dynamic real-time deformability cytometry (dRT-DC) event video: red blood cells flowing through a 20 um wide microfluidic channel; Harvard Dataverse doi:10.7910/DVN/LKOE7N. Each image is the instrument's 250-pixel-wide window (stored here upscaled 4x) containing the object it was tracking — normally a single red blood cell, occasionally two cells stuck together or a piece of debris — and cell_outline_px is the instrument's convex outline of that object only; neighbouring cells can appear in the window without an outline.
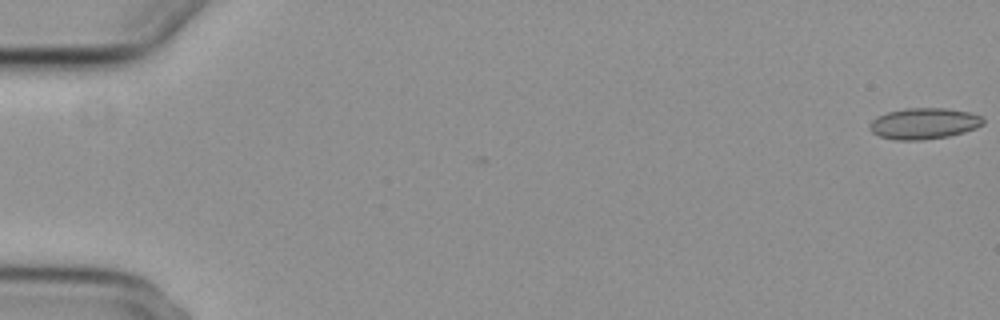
{"species": "common noctule bat (a hibernating species)", "species_latin": "Nyctalus noctula", "temperature_condition": "cold", "stored_images_in_passage": 56, "camera_frame_rate_fps": 3000, "um_per_image_px": 0.085, "animal": {"sex": "female", "body_mass_g": 29.2, "forearm_length_mm": 56.3}, "frame": {"image": 1, "passage_image": 1, "time_ms": 0.0, "image_size_px": [1000, 320], "cell_outline_px": [[984, 124], [976, 128], [964, 132], [948, 136], [920, 140], [896, 140], [880, 136], [872, 132], [868, 128], [872, 120], [876, 116], [888, 112], [904, 108], [944, 108], [968, 112], [984, 116]], "centroid_in_image_um": [78.54, 10.49], "position_along_channel_um": 6.5, "area_um2": 20.63}}
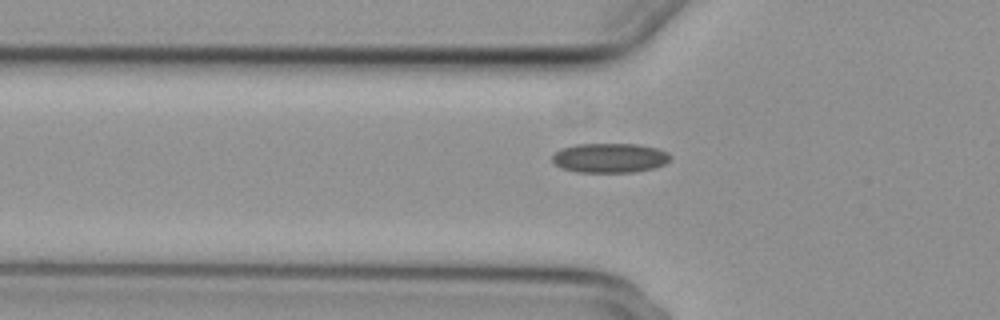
{"frame": {"image": 2, "passage_image": 20, "time_ms": 6.333, "image_size_px": [1000, 320], "cell_outline_px": [[672, 156], [664, 164], [656, 168], [632, 172], [576, 172], [560, 168], [552, 160], [552, 156], [560, 148], [576, 144], [636, 144], [656, 148], [668, 152]], "centroid_in_image_um": [51.82, 13.42], "position_along_channel_um": 74.0, "area_um2": 20.4}}
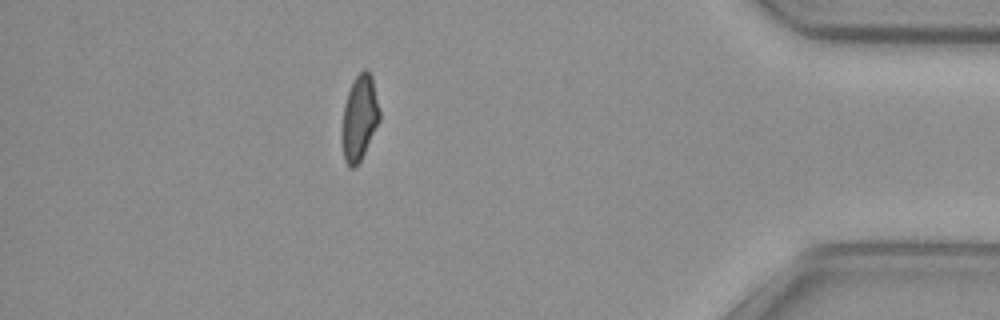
{"frame": {"image": 3, "passage_image": 50, "time_ms": 16.333, "image_size_px": [1000, 320], "cell_outline_px": [[380, 120], [356, 168], [348, 168], [344, 160], [344, 104], [352, 80], [364, 68], [372, 76], [380, 112]], "centroid_in_image_um": [30.58, 9.99], "position_along_channel_um": 404.6, "area_um2": 18.09}, "authors_computed_cell_mechanics": {"area_um2": 19.7965, "velocity_mm_per_s": 3.743, "shape_relaxation_time_tau1_ms": null, "shape_relaxation_time_tau2_ms": 4.5213, "deformation_change_tau1": null, "deformation_change_tau2": 0.0981}}